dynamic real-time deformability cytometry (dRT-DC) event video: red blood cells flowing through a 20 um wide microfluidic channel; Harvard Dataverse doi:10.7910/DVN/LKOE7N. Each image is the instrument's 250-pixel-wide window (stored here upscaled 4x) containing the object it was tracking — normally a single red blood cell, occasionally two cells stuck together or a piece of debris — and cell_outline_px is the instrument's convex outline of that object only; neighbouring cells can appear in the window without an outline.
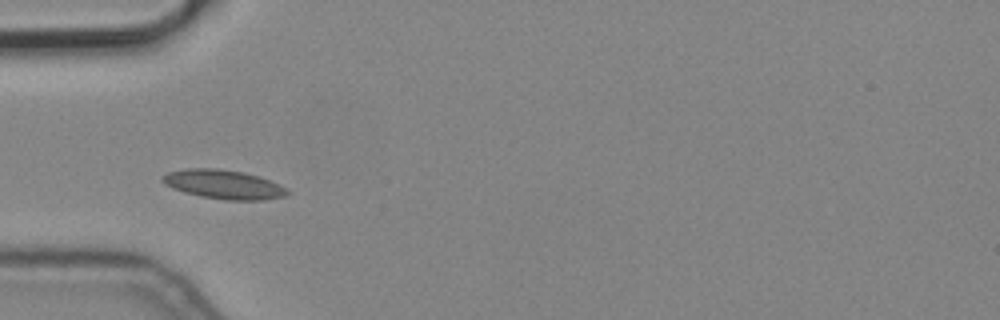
{"species": "common noctule bat (a hibernating species)", "species_latin": "Nyctalus noctula", "temperature_condition": "cold", "stored_images_in_passage": 4, "camera_frame_rate_fps": 3000, "um_per_image_px": 0.085, "animal": {"sex": "male", "body_mass_g": 19.2, "forearm_length_mm": 51.8}, "frame": {"image": 1, "passage_image": 4, "time_ms": 1.0, "image_size_px": [1000, 320], "cell_outline_px": [[292, 192], [284, 196], [264, 200], [224, 200], [200, 196], [184, 192], [172, 188], [164, 184], [160, 180], [160, 176], [168, 172], [192, 168], [216, 168], [244, 172], [280, 184], [288, 188]], "centroid_in_image_um": [19.0, 15.68], "position_along_channel_um": 66.0, "area_um2": 21.27}}